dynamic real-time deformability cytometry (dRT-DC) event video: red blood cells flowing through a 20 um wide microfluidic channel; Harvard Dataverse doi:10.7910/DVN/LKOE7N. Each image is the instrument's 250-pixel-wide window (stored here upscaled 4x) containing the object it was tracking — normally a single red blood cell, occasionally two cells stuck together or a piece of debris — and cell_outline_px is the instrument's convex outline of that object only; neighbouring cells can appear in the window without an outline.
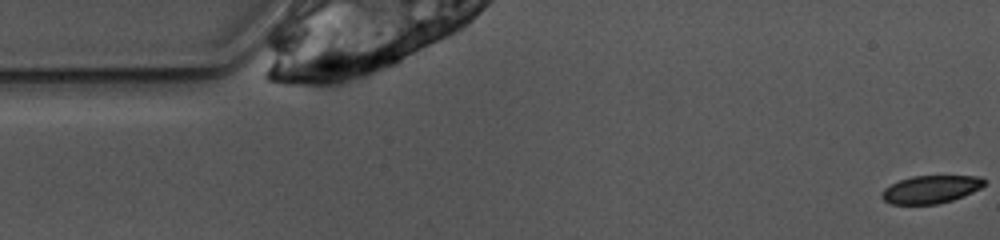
{"species": "common noctule bat (a hibernating species)", "species_latin": "Nyctalus noctula", "temperature_condition": "warm", "stored_images_in_passage": 5, "camera_frame_rate_fps": 3000, "um_per_image_px": 0.085, "animal": {"sex": "female", "body_mass_g": 10.0, "forearm_length_mm": 53.1}, "frame": {"image": 1, "passage_image": 1, "time_ms": 0.0, "image_size_px": [1000, 240], "cell_outline_px": [[984, 184], [980, 188], [972, 192], [952, 200], [936, 204], [892, 204], [884, 200], [880, 196], [880, 192], [884, 188], [900, 180], [912, 176], [980, 176], [984, 180]], "centroid_in_image_um": [79.08, 16.09], "position_along_channel_um": 5.9, "area_um2": 16.47}}